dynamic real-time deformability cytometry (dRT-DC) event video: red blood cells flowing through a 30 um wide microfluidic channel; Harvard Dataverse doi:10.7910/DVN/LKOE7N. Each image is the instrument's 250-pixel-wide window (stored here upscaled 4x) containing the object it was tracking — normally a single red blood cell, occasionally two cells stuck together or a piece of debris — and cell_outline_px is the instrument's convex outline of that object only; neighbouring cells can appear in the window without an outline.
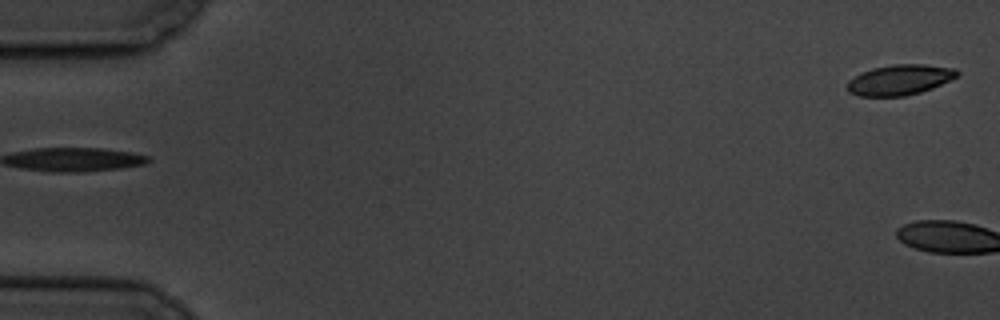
{"species": "common noctule bat (a hibernating species)", "species_latin": "Nyctalus noctula", "temperature_condition": "cold", "stored_images_in_passage": 6, "segment_of_instrument_passage": [2, 2], "camera_frame_rate_fps": 3000, "um_per_image_px": 0.085, "animal": {"sex": "male", "body_mass_g": 19.5, "forearm_length_mm": 54.6}, "frame": {"image": 1, "passage_image": 6, "time_ms": 6.333, "image_size_px": [1000, 320], "cell_outline_px": [[960, 72], [956, 76], [932, 88], [920, 92], [904, 96], [860, 96], [848, 92], [848, 80], [860, 72], [872, 68], [892, 64], [924, 64], [956, 68]], "centroid_in_image_um": [76.45, 6.77], "position_along_channel_um": 8.6, "area_um2": 19.42}}